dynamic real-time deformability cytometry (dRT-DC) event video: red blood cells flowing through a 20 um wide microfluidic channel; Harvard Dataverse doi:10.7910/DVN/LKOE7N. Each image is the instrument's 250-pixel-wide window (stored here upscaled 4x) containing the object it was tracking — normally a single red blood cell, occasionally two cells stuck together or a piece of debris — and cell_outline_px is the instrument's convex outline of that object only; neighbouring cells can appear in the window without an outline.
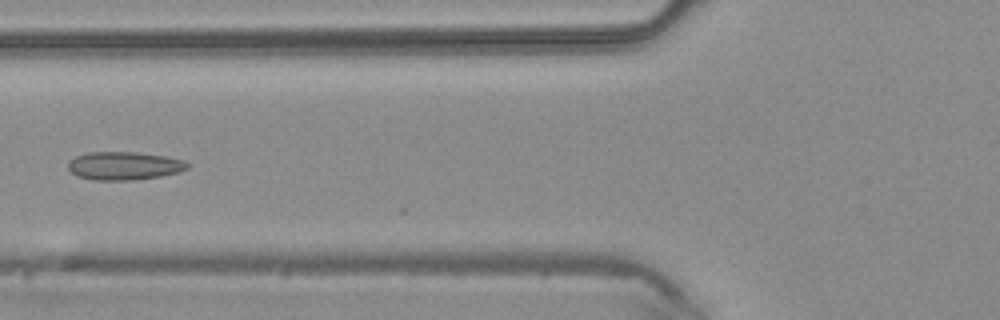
{"species": "common noctule bat (a hibernating species)", "species_latin": "Nyctalus noctula", "temperature_condition": "warm", "stored_images_in_passage": 13, "camera_frame_rate_fps": 3000, "um_per_image_px": 0.085, "animal": {"sex": "male", "body_mass_g": 20.4}, "frame": {"image": 1, "passage_image": 9, "time_ms": 2.667, "image_size_px": [1000, 320], "cell_outline_px": [[188, 168], [180, 172], [160, 176], [132, 180], [92, 180], [76, 176], [68, 168], [68, 160], [76, 156], [88, 152], [136, 152], [164, 156], [184, 160], [188, 164]], "centroid_in_image_um": [10.52, 14.09], "position_along_channel_um": 115.3, "area_um2": 19.65}}
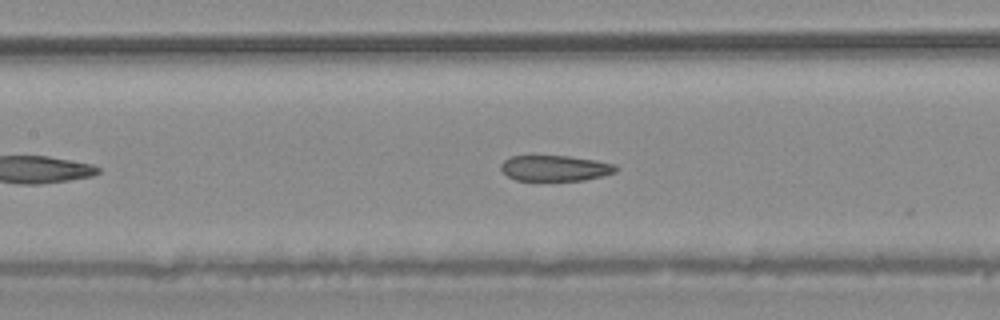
{"frame": {"image": 2, "passage_image": 12, "time_ms": 3.667, "image_size_px": [1000, 320], "cell_outline_px": [[620, 168], [616, 172], [604, 176], [584, 180], [516, 180], [508, 176], [500, 168], [500, 164], [504, 160], [512, 156], [568, 156], [596, 160], [616, 164]], "centroid_in_image_um": [47.23, 14.29], "position_along_channel_um": 160.2, "area_um2": 17.28}}